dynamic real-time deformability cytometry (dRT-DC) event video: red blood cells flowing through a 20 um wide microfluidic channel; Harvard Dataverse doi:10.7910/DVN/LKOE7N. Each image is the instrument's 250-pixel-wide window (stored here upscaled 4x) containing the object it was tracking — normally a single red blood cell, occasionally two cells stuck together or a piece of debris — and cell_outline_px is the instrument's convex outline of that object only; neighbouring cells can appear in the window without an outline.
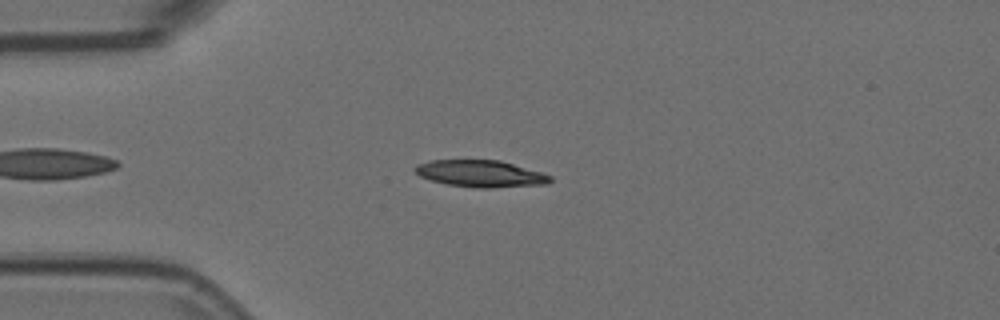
{"species": "Egyptian fruit bat (a non-hibernating species)", "species_latin": "Rousettus aegyptiacus", "temperature_condition": "room temperature", "stored_images_in_passage": 6, "camera_frame_rate_fps": 3000, "um_per_image_px": 0.085, "animal": {"sex": "female"}, "frame": {"image": 1, "passage_image": 3, "time_ms": 0.667, "image_size_px": [1000, 320], "cell_outline_px": [[552, 180], [548, 184], [492, 188], [476, 188], [448, 184], [432, 180], [420, 176], [412, 168], [416, 164], [428, 160], [500, 160], [540, 172], [552, 176]], "centroid_in_image_um": [40.84, 14.76], "position_along_channel_um": 44.2, "area_um2": 21.15}}
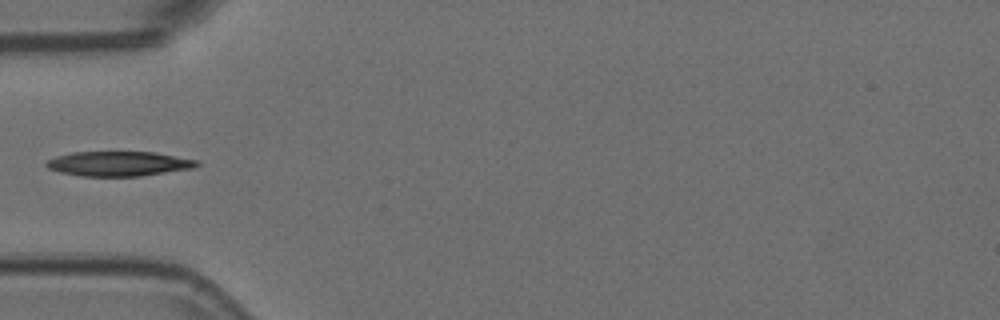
{"frame": {"image": 2, "passage_image": 4, "time_ms": 1.0, "image_size_px": [1000, 320], "cell_outline_px": [[200, 164], [192, 168], [140, 176], [80, 176], [60, 172], [48, 168], [44, 164], [48, 160], [56, 156], [72, 152], [156, 152], [196, 160]], "centroid_in_image_um": [10.05, 13.91], "position_along_channel_um": 74.9, "area_um2": 21.56}}
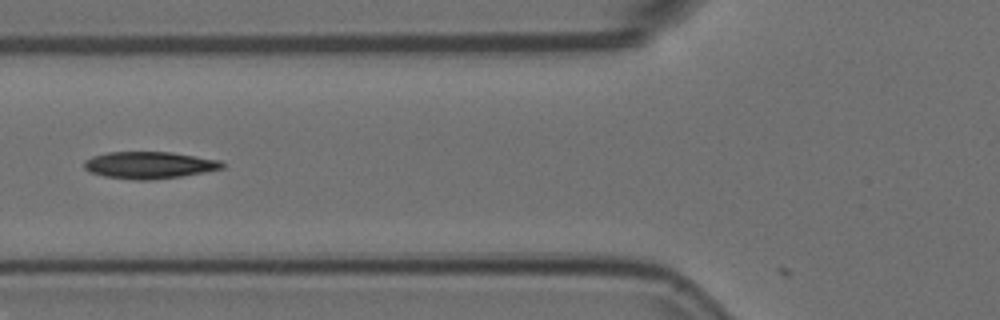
{"frame": {"image": 3, "passage_image": 5, "time_ms": 1.333, "image_size_px": [1000, 320], "cell_outline_px": [[224, 168], [204, 172], [180, 176], [152, 180], [132, 180], [104, 176], [88, 172], [84, 168], [84, 160], [92, 156], [108, 152], [172, 152], [220, 160], [224, 164]], "centroid_in_image_um": [12.66, 14.03], "position_along_channel_um": 113.1, "area_um2": 21.79}}